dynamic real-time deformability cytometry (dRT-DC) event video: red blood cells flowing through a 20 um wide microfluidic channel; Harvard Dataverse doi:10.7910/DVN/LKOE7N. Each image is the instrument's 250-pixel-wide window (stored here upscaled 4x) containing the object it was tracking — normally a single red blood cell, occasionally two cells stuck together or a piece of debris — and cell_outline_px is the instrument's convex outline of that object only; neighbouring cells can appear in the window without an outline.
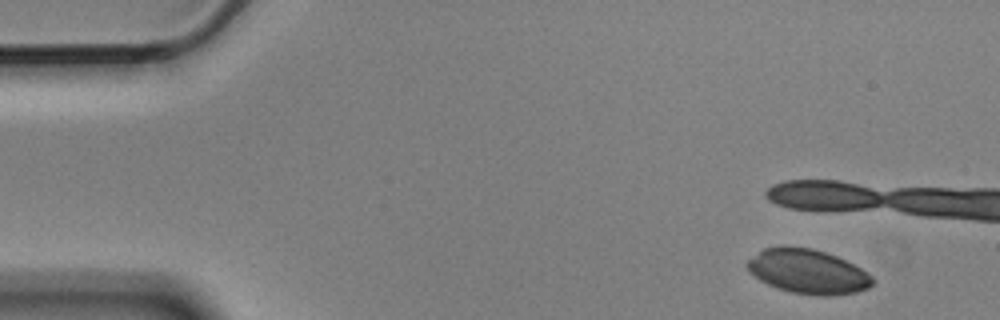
{"species": "Egyptian fruit bat (a non-hibernating species)", "species_latin": "Rousettus aegyptiacus", "temperature_condition": "cold", "stored_images_in_passage": 3, "camera_frame_rate_fps": 3000, "um_per_image_px": 0.085, "animal": {"sex": "male"}, "frame": {"image": 1, "passage_image": 1, "time_ms": 0.0, "image_size_px": [1000, 320], "cell_outline_px": [[876, 280], [868, 288], [856, 292], [836, 296], [816, 296], [792, 292], [776, 288], [760, 280], [748, 272], [744, 264], [748, 260], [764, 248], [812, 248], [836, 256], [860, 268], [872, 276]], "centroid_in_image_um": [68.67, 23.12], "position_along_channel_um": 16.3, "area_um2": 32.14}}